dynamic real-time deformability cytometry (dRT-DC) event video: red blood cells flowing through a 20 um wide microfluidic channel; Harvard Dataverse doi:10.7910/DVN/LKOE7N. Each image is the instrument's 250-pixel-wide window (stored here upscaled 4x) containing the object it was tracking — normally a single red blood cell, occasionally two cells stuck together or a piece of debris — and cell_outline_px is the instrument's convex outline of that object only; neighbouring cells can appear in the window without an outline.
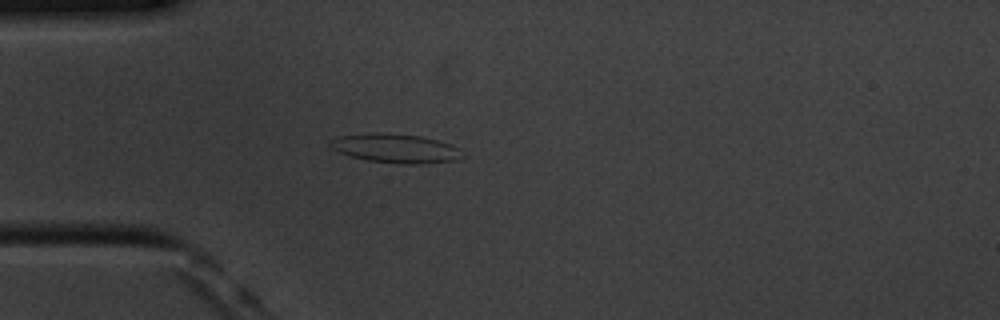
{"species": "common noctule bat (a hibernating species)", "species_latin": "Nyctalus noctula", "temperature_condition": "cold", "stored_images_in_passage": 18, "camera_frame_rate_fps": 3000, "um_per_image_px": 0.085, "animal": {"sex": "male", "body_mass_g": 20.1, "forearm_length_mm": 53.5}, "frame": {"image": 1, "passage_image": 10, "time_ms": 3.0, "image_size_px": [1000, 320], "cell_outline_px": [[468, 156], [456, 160], [420, 164], [404, 164], [368, 160], [348, 156], [332, 148], [328, 144], [328, 140], [336, 136], [368, 132], [380, 132], [420, 136], [452, 144], [460, 148]], "centroid_in_image_um": [33.63, 12.6], "position_along_channel_um": 51.4, "area_um2": 22.83}}